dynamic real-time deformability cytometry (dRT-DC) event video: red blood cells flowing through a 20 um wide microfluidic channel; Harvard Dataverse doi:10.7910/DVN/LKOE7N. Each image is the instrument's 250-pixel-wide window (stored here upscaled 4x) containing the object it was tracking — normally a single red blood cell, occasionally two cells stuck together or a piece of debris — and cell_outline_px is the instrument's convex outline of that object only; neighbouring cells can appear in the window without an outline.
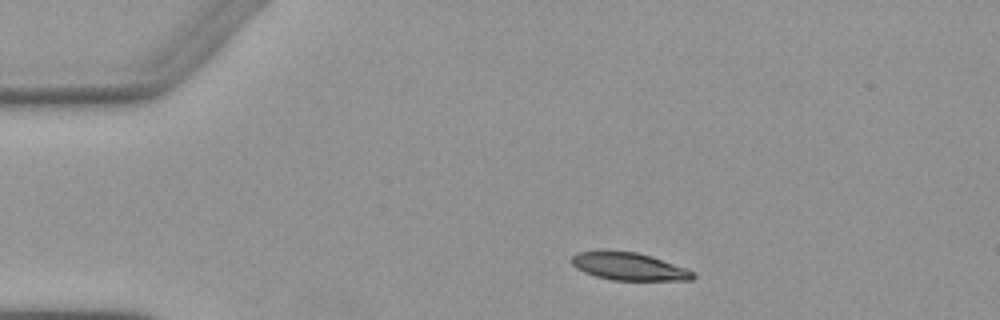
{"species": "Egyptian fruit bat (a non-hibernating species)", "species_latin": "Rousettus aegyptiacus", "temperature_condition": "warm", "stored_images_in_passage": 3, "camera_frame_rate_fps": 3000, "um_per_image_px": 0.085, "animal": {"sex": "female"}, "frame": {"image": 1, "passage_image": 1, "time_ms": 0.0, "image_size_px": [1000, 320], "cell_outline_px": [[696, 276], [692, 280], [612, 280], [596, 276], [584, 272], [576, 268], [572, 264], [572, 256], [576, 252], [600, 248], [636, 252], [652, 256], [696, 272]], "centroid_in_image_um": [53.41, 22.61], "position_along_channel_um": 31.6, "area_um2": 20.06}}
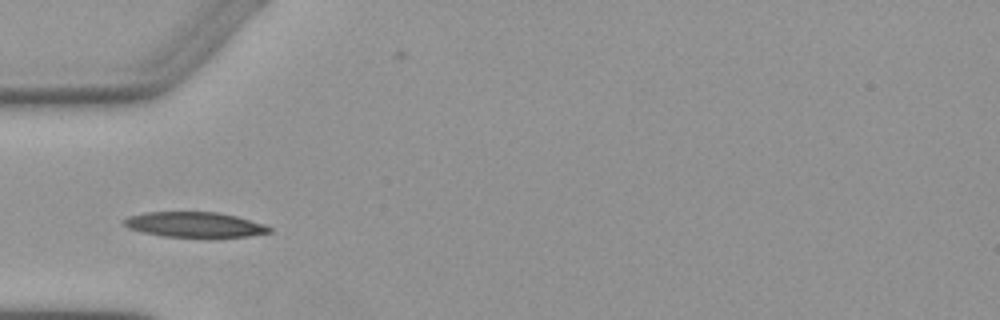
{"frame": {"image": 2, "passage_image": 3, "time_ms": 2.333, "image_size_px": [1000, 320], "cell_outline_px": [[272, 232], [248, 236], [164, 236], [144, 232], [128, 228], [124, 224], [124, 220], [128, 216], [144, 212], [220, 212], [236, 216], [264, 224], [272, 228]], "centroid_in_image_um": [16.55, 19.07], "position_along_channel_um": 68.5, "area_um2": 20.98}}